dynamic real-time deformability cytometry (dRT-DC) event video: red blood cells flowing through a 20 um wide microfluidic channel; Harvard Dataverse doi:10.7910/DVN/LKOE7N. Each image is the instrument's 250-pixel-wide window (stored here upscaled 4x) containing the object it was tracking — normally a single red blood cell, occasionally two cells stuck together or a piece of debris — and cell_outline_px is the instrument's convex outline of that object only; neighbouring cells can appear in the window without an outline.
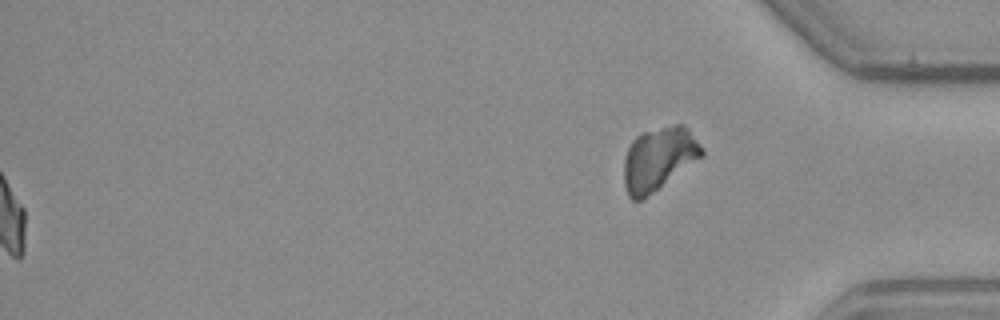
{"species": "common noctule bat (a hibernating species)", "species_latin": "Nyctalus noctula", "temperature_condition": "warm", "stored_images_in_passage": 50, "segment_of_instrument_passage": [2, 2], "camera_frame_rate_fps": 3000, "um_per_image_px": 0.085, "animal": {"sex": "male", "body_mass_g": 23.1, "forearm_length_mm": 52.7}, "frame": {"image": 1, "passage_image": 50, "time_ms": 16.333, "image_size_px": [1000, 320], "cell_outline_px": [[704, 156], [640, 200], [632, 200], [628, 196], [624, 184], [624, 160], [628, 148], [632, 140], [636, 136], [644, 132], [676, 124], [684, 124], [688, 128], [704, 152]], "centroid_in_image_um": [55.98, 13.49], "position_along_channel_um": 379.2, "area_um2": 28.15}}